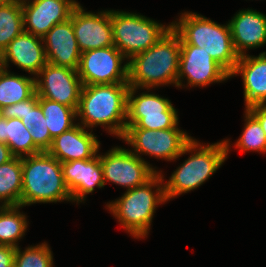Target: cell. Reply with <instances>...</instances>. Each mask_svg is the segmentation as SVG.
Instances as JSON below:
<instances>
[{
    "label": "cell",
    "instance_id": "cell-11",
    "mask_svg": "<svg viewBox=\"0 0 266 267\" xmlns=\"http://www.w3.org/2000/svg\"><path fill=\"white\" fill-rule=\"evenodd\" d=\"M99 157L104 184L110 181L130 190L144 185L157 173L141 156L132 153V150L114 147L105 155L99 154Z\"/></svg>",
    "mask_w": 266,
    "mask_h": 267
},
{
    "label": "cell",
    "instance_id": "cell-36",
    "mask_svg": "<svg viewBox=\"0 0 266 267\" xmlns=\"http://www.w3.org/2000/svg\"><path fill=\"white\" fill-rule=\"evenodd\" d=\"M8 1H10V0H0V4L8 2Z\"/></svg>",
    "mask_w": 266,
    "mask_h": 267
},
{
    "label": "cell",
    "instance_id": "cell-6",
    "mask_svg": "<svg viewBox=\"0 0 266 267\" xmlns=\"http://www.w3.org/2000/svg\"><path fill=\"white\" fill-rule=\"evenodd\" d=\"M228 142L229 140H224L202 146L192 139L188 143V151L195 152L172 173L169 181L164 183L166 200L198 188L215 173L227 158Z\"/></svg>",
    "mask_w": 266,
    "mask_h": 267
},
{
    "label": "cell",
    "instance_id": "cell-14",
    "mask_svg": "<svg viewBox=\"0 0 266 267\" xmlns=\"http://www.w3.org/2000/svg\"><path fill=\"white\" fill-rule=\"evenodd\" d=\"M71 21L81 52L114 45L111 10L95 14L85 12L78 4L71 14Z\"/></svg>",
    "mask_w": 266,
    "mask_h": 267
},
{
    "label": "cell",
    "instance_id": "cell-13",
    "mask_svg": "<svg viewBox=\"0 0 266 267\" xmlns=\"http://www.w3.org/2000/svg\"><path fill=\"white\" fill-rule=\"evenodd\" d=\"M183 77L192 86H206L221 82L230 75L210 56L205 48L181 44L177 87L182 86Z\"/></svg>",
    "mask_w": 266,
    "mask_h": 267
},
{
    "label": "cell",
    "instance_id": "cell-29",
    "mask_svg": "<svg viewBox=\"0 0 266 267\" xmlns=\"http://www.w3.org/2000/svg\"><path fill=\"white\" fill-rule=\"evenodd\" d=\"M244 131L235 146L241 151L266 152V134L259 121L246 109Z\"/></svg>",
    "mask_w": 266,
    "mask_h": 267
},
{
    "label": "cell",
    "instance_id": "cell-7",
    "mask_svg": "<svg viewBox=\"0 0 266 267\" xmlns=\"http://www.w3.org/2000/svg\"><path fill=\"white\" fill-rule=\"evenodd\" d=\"M114 46L128 59L148 50L172 27L145 16L111 10Z\"/></svg>",
    "mask_w": 266,
    "mask_h": 267
},
{
    "label": "cell",
    "instance_id": "cell-35",
    "mask_svg": "<svg viewBox=\"0 0 266 267\" xmlns=\"http://www.w3.org/2000/svg\"><path fill=\"white\" fill-rule=\"evenodd\" d=\"M3 118H4L3 108L0 107V120H2Z\"/></svg>",
    "mask_w": 266,
    "mask_h": 267
},
{
    "label": "cell",
    "instance_id": "cell-21",
    "mask_svg": "<svg viewBox=\"0 0 266 267\" xmlns=\"http://www.w3.org/2000/svg\"><path fill=\"white\" fill-rule=\"evenodd\" d=\"M238 74L243 78L246 109L266 104V52L258 57L240 56L230 77Z\"/></svg>",
    "mask_w": 266,
    "mask_h": 267
},
{
    "label": "cell",
    "instance_id": "cell-1",
    "mask_svg": "<svg viewBox=\"0 0 266 267\" xmlns=\"http://www.w3.org/2000/svg\"><path fill=\"white\" fill-rule=\"evenodd\" d=\"M129 87L128 83L83 85L76 111L82 126L100 125L122 139L126 131Z\"/></svg>",
    "mask_w": 266,
    "mask_h": 267
},
{
    "label": "cell",
    "instance_id": "cell-16",
    "mask_svg": "<svg viewBox=\"0 0 266 267\" xmlns=\"http://www.w3.org/2000/svg\"><path fill=\"white\" fill-rule=\"evenodd\" d=\"M64 182L70 191L72 201H84L95 186L104 187L103 169L99 154L91 159L73 160L61 163Z\"/></svg>",
    "mask_w": 266,
    "mask_h": 267
},
{
    "label": "cell",
    "instance_id": "cell-28",
    "mask_svg": "<svg viewBox=\"0 0 266 267\" xmlns=\"http://www.w3.org/2000/svg\"><path fill=\"white\" fill-rule=\"evenodd\" d=\"M38 100L39 97L35 92L27 100L4 107V118L21 119L22 123L30 131L33 128L32 125H35V123L44 122V120H46Z\"/></svg>",
    "mask_w": 266,
    "mask_h": 267
},
{
    "label": "cell",
    "instance_id": "cell-17",
    "mask_svg": "<svg viewBox=\"0 0 266 267\" xmlns=\"http://www.w3.org/2000/svg\"><path fill=\"white\" fill-rule=\"evenodd\" d=\"M42 39L48 63L78 70L82 52L77 44L71 17L54 25Z\"/></svg>",
    "mask_w": 266,
    "mask_h": 267
},
{
    "label": "cell",
    "instance_id": "cell-26",
    "mask_svg": "<svg viewBox=\"0 0 266 267\" xmlns=\"http://www.w3.org/2000/svg\"><path fill=\"white\" fill-rule=\"evenodd\" d=\"M24 31L21 0L0 4V55L9 43Z\"/></svg>",
    "mask_w": 266,
    "mask_h": 267
},
{
    "label": "cell",
    "instance_id": "cell-4",
    "mask_svg": "<svg viewBox=\"0 0 266 267\" xmlns=\"http://www.w3.org/2000/svg\"><path fill=\"white\" fill-rule=\"evenodd\" d=\"M72 201L61 162L47 151L22 157L21 207L34 203Z\"/></svg>",
    "mask_w": 266,
    "mask_h": 267
},
{
    "label": "cell",
    "instance_id": "cell-34",
    "mask_svg": "<svg viewBox=\"0 0 266 267\" xmlns=\"http://www.w3.org/2000/svg\"><path fill=\"white\" fill-rule=\"evenodd\" d=\"M14 157L7 144L0 143V165L9 162Z\"/></svg>",
    "mask_w": 266,
    "mask_h": 267
},
{
    "label": "cell",
    "instance_id": "cell-18",
    "mask_svg": "<svg viewBox=\"0 0 266 267\" xmlns=\"http://www.w3.org/2000/svg\"><path fill=\"white\" fill-rule=\"evenodd\" d=\"M40 40V41H39ZM42 37L23 31L15 37L0 55V67L7 70L9 61L38 76L48 63Z\"/></svg>",
    "mask_w": 266,
    "mask_h": 267
},
{
    "label": "cell",
    "instance_id": "cell-31",
    "mask_svg": "<svg viewBox=\"0 0 266 267\" xmlns=\"http://www.w3.org/2000/svg\"><path fill=\"white\" fill-rule=\"evenodd\" d=\"M30 135L34 144L41 150L47 151L52 143L53 138L50 136L49 129L46 126V120L44 122L35 123L32 125Z\"/></svg>",
    "mask_w": 266,
    "mask_h": 267
},
{
    "label": "cell",
    "instance_id": "cell-3",
    "mask_svg": "<svg viewBox=\"0 0 266 267\" xmlns=\"http://www.w3.org/2000/svg\"><path fill=\"white\" fill-rule=\"evenodd\" d=\"M171 26L181 44L205 48L229 75L232 73L240 56L234 49L228 23L220 25L197 13L185 12Z\"/></svg>",
    "mask_w": 266,
    "mask_h": 267
},
{
    "label": "cell",
    "instance_id": "cell-25",
    "mask_svg": "<svg viewBox=\"0 0 266 267\" xmlns=\"http://www.w3.org/2000/svg\"><path fill=\"white\" fill-rule=\"evenodd\" d=\"M43 115L46 118V126L52 138L61 135L76 125L73 120L77 118L76 110L56 101L39 97L38 100Z\"/></svg>",
    "mask_w": 266,
    "mask_h": 267
},
{
    "label": "cell",
    "instance_id": "cell-8",
    "mask_svg": "<svg viewBox=\"0 0 266 267\" xmlns=\"http://www.w3.org/2000/svg\"><path fill=\"white\" fill-rule=\"evenodd\" d=\"M136 90H128L126 128L165 130L178 125L177 111L170 100L152 93L135 97Z\"/></svg>",
    "mask_w": 266,
    "mask_h": 267
},
{
    "label": "cell",
    "instance_id": "cell-12",
    "mask_svg": "<svg viewBox=\"0 0 266 267\" xmlns=\"http://www.w3.org/2000/svg\"><path fill=\"white\" fill-rule=\"evenodd\" d=\"M38 75L35 79L38 97L56 101L77 111L83 86L77 70L47 63Z\"/></svg>",
    "mask_w": 266,
    "mask_h": 267
},
{
    "label": "cell",
    "instance_id": "cell-22",
    "mask_svg": "<svg viewBox=\"0 0 266 267\" xmlns=\"http://www.w3.org/2000/svg\"><path fill=\"white\" fill-rule=\"evenodd\" d=\"M0 143L7 144L15 157L30 156L42 152L33 142L30 131L21 119L0 120Z\"/></svg>",
    "mask_w": 266,
    "mask_h": 267
},
{
    "label": "cell",
    "instance_id": "cell-27",
    "mask_svg": "<svg viewBox=\"0 0 266 267\" xmlns=\"http://www.w3.org/2000/svg\"><path fill=\"white\" fill-rule=\"evenodd\" d=\"M21 206H0V245L18 247L16 243L27 229L26 216L20 213Z\"/></svg>",
    "mask_w": 266,
    "mask_h": 267
},
{
    "label": "cell",
    "instance_id": "cell-32",
    "mask_svg": "<svg viewBox=\"0 0 266 267\" xmlns=\"http://www.w3.org/2000/svg\"><path fill=\"white\" fill-rule=\"evenodd\" d=\"M16 248L0 245V267H14Z\"/></svg>",
    "mask_w": 266,
    "mask_h": 267
},
{
    "label": "cell",
    "instance_id": "cell-23",
    "mask_svg": "<svg viewBox=\"0 0 266 267\" xmlns=\"http://www.w3.org/2000/svg\"><path fill=\"white\" fill-rule=\"evenodd\" d=\"M35 79L14 75L0 67V107L29 99L36 92Z\"/></svg>",
    "mask_w": 266,
    "mask_h": 267
},
{
    "label": "cell",
    "instance_id": "cell-5",
    "mask_svg": "<svg viewBox=\"0 0 266 267\" xmlns=\"http://www.w3.org/2000/svg\"><path fill=\"white\" fill-rule=\"evenodd\" d=\"M162 178L158 171L144 185L127 190L121 198L107 204L115 218L135 238L147 236L157 205L167 201ZM153 187H156V193L152 191Z\"/></svg>",
    "mask_w": 266,
    "mask_h": 267
},
{
    "label": "cell",
    "instance_id": "cell-20",
    "mask_svg": "<svg viewBox=\"0 0 266 267\" xmlns=\"http://www.w3.org/2000/svg\"><path fill=\"white\" fill-rule=\"evenodd\" d=\"M228 24L234 49L239 56L247 54V48L266 44V15L252 9L241 10Z\"/></svg>",
    "mask_w": 266,
    "mask_h": 267
},
{
    "label": "cell",
    "instance_id": "cell-10",
    "mask_svg": "<svg viewBox=\"0 0 266 267\" xmlns=\"http://www.w3.org/2000/svg\"><path fill=\"white\" fill-rule=\"evenodd\" d=\"M116 46L81 53L78 75L82 85L128 83V62Z\"/></svg>",
    "mask_w": 266,
    "mask_h": 267
},
{
    "label": "cell",
    "instance_id": "cell-33",
    "mask_svg": "<svg viewBox=\"0 0 266 267\" xmlns=\"http://www.w3.org/2000/svg\"><path fill=\"white\" fill-rule=\"evenodd\" d=\"M247 110L259 121L266 134V104H258L247 108Z\"/></svg>",
    "mask_w": 266,
    "mask_h": 267
},
{
    "label": "cell",
    "instance_id": "cell-2",
    "mask_svg": "<svg viewBox=\"0 0 266 267\" xmlns=\"http://www.w3.org/2000/svg\"><path fill=\"white\" fill-rule=\"evenodd\" d=\"M181 41L172 27L148 50L134 55L128 62L130 87L177 86Z\"/></svg>",
    "mask_w": 266,
    "mask_h": 267
},
{
    "label": "cell",
    "instance_id": "cell-9",
    "mask_svg": "<svg viewBox=\"0 0 266 267\" xmlns=\"http://www.w3.org/2000/svg\"><path fill=\"white\" fill-rule=\"evenodd\" d=\"M192 139L177 126L165 130L126 128L122 137V140L133 146L132 153L138 157L143 153L167 161L175 160L189 152L188 143Z\"/></svg>",
    "mask_w": 266,
    "mask_h": 267
},
{
    "label": "cell",
    "instance_id": "cell-30",
    "mask_svg": "<svg viewBox=\"0 0 266 267\" xmlns=\"http://www.w3.org/2000/svg\"><path fill=\"white\" fill-rule=\"evenodd\" d=\"M14 267H53V255L46 243L27 247L21 252L16 248Z\"/></svg>",
    "mask_w": 266,
    "mask_h": 267
},
{
    "label": "cell",
    "instance_id": "cell-19",
    "mask_svg": "<svg viewBox=\"0 0 266 267\" xmlns=\"http://www.w3.org/2000/svg\"><path fill=\"white\" fill-rule=\"evenodd\" d=\"M79 123L53 138L47 152L59 162L91 159L99 151L97 136L87 132Z\"/></svg>",
    "mask_w": 266,
    "mask_h": 267
},
{
    "label": "cell",
    "instance_id": "cell-24",
    "mask_svg": "<svg viewBox=\"0 0 266 267\" xmlns=\"http://www.w3.org/2000/svg\"><path fill=\"white\" fill-rule=\"evenodd\" d=\"M21 194L22 157H14L9 162L0 165L1 206H21Z\"/></svg>",
    "mask_w": 266,
    "mask_h": 267
},
{
    "label": "cell",
    "instance_id": "cell-15",
    "mask_svg": "<svg viewBox=\"0 0 266 267\" xmlns=\"http://www.w3.org/2000/svg\"><path fill=\"white\" fill-rule=\"evenodd\" d=\"M78 4L75 0H21L24 31L43 37L54 25L69 19Z\"/></svg>",
    "mask_w": 266,
    "mask_h": 267
}]
</instances>
